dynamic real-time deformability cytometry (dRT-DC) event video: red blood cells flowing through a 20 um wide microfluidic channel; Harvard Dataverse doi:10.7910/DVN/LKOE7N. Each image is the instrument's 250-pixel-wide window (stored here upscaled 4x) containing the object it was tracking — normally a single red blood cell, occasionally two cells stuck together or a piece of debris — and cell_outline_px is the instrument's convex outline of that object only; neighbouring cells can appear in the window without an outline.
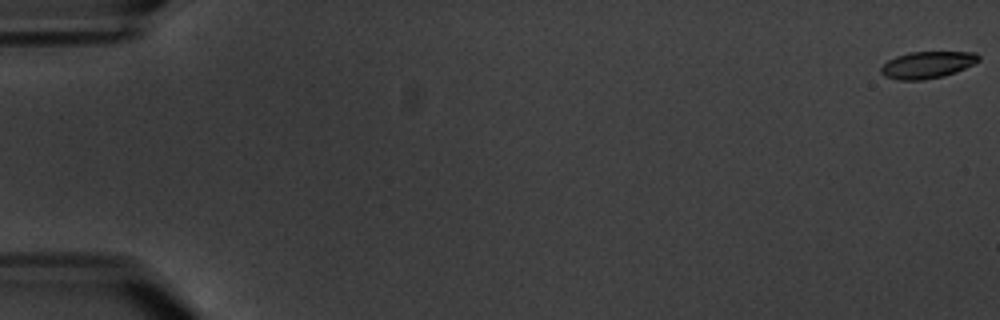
{"species": "common noctule bat (a hibernating species)", "species_latin": "Nyctalus noctula", "temperature_condition": "warm", "stored_images_in_passage": 6, "camera_frame_rate_fps": 3000, "um_per_image_px": 0.085, "animal": {"sex": "male", "body_mass_g": 20.1, "forearm_length_mm": 53.5}, "frame": {"image": 1, "passage_image": 1, "time_ms": 0.0, "image_size_px": [1000, 320], "cell_outline_px": [[980, 60], [956, 72], [944, 76], [924, 80], [896, 80], [884, 76], [880, 72], [880, 68], [888, 60], [896, 56], [908, 52], [976, 52], [980, 56]], "centroid_in_image_um": [78.8, 5.51], "position_along_channel_um": 6.2, "area_um2": 15.37}}
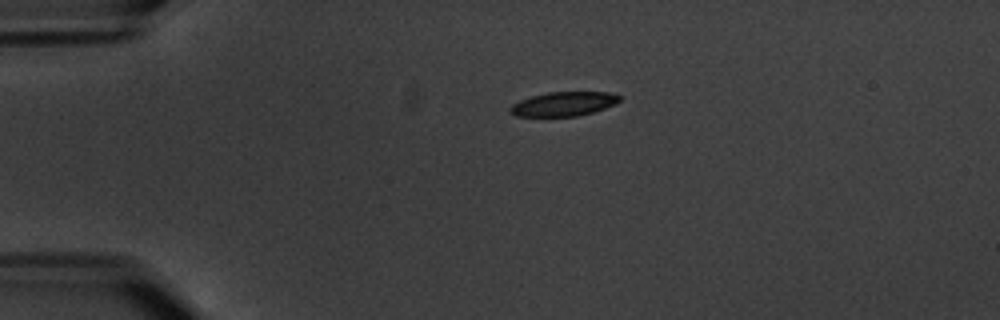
{"frame": {"image": 2, "passage_image": 5, "time_ms": 4.667, "image_size_px": [1000, 320], "cell_outline_px": [[620, 100], [616, 104], [592, 112], [576, 116], [516, 116], [508, 112], [508, 108], [512, 104], [520, 100], [532, 96], [548, 92], [608, 92], [620, 96]], "centroid_in_image_um": [47.87, 8.83], "position_along_channel_um": 37.1, "area_um2": 15.37}}